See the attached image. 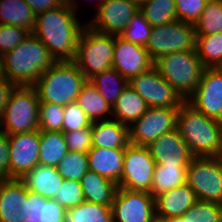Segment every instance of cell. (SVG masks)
<instances>
[{"label":"cell","mask_w":222,"mask_h":222,"mask_svg":"<svg viewBox=\"0 0 222 222\" xmlns=\"http://www.w3.org/2000/svg\"><path fill=\"white\" fill-rule=\"evenodd\" d=\"M36 15L33 34L49 50L55 61H74L80 35L87 25L77 17L76 0Z\"/></svg>","instance_id":"cell-1"},{"label":"cell","mask_w":222,"mask_h":222,"mask_svg":"<svg viewBox=\"0 0 222 222\" xmlns=\"http://www.w3.org/2000/svg\"><path fill=\"white\" fill-rule=\"evenodd\" d=\"M176 129L195 157H222V122L185 101L178 109Z\"/></svg>","instance_id":"cell-2"},{"label":"cell","mask_w":222,"mask_h":222,"mask_svg":"<svg viewBox=\"0 0 222 222\" xmlns=\"http://www.w3.org/2000/svg\"><path fill=\"white\" fill-rule=\"evenodd\" d=\"M5 78L16 86H33L55 59L33 34L2 56Z\"/></svg>","instance_id":"cell-3"},{"label":"cell","mask_w":222,"mask_h":222,"mask_svg":"<svg viewBox=\"0 0 222 222\" xmlns=\"http://www.w3.org/2000/svg\"><path fill=\"white\" fill-rule=\"evenodd\" d=\"M86 81L74 61H55L33 86L40 102L65 106L76 101Z\"/></svg>","instance_id":"cell-4"},{"label":"cell","mask_w":222,"mask_h":222,"mask_svg":"<svg viewBox=\"0 0 222 222\" xmlns=\"http://www.w3.org/2000/svg\"><path fill=\"white\" fill-rule=\"evenodd\" d=\"M154 66L185 101L196 90L205 70L196 50L163 55Z\"/></svg>","instance_id":"cell-5"},{"label":"cell","mask_w":222,"mask_h":222,"mask_svg":"<svg viewBox=\"0 0 222 222\" xmlns=\"http://www.w3.org/2000/svg\"><path fill=\"white\" fill-rule=\"evenodd\" d=\"M39 104L34 86H15L0 118V130L8 135L39 130Z\"/></svg>","instance_id":"cell-6"},{"label":"cell","mask_w":222,"mask_h":222,"mask_svg":"<svg viewBox=\"0 0 222 222\" xmlns=\"http://www.w3.org/2000/svg\"><path fill=\"white\" fill-rule=\"evenodd\" d=\"M115 36L103 34L86 25L77 44L74 62L89 80L112 67Z\"/></svg>","instance_id":"cell-7"},{"label":"cell","mask_w":222,"mask_h":222,"mask_svg":"<svg viewBox=\"0 0 222 222\" xmlns=\"http://www.w3.org/2000/svg\"><path fill=\"white\" fill-rule=\"evenodd\" d=\"M145 48L154 62L163 55L196 50L194 24L175 20L152 27L151 36Z\"/></svg>","instance_id":"cell-8"},{"label":"cell","mask_w":222,"mask_h":222,"mask_svg":"<svg viewBox=\"0 0 222 222\" xmlns=\"http://www.w3.org/2000/svg\"><path fill=\"white\" fill-rule=\"evenodd\" d=\"M186 183L198 200L222 204V157L191 159Z\"/></svg>","instance_id":"cell-9"},{"label":"cell","mask_w":222,"mask_h":222,"mask_svg":"<svg viewBox=\"0 0 222 222\" xmlns=\"http://www.w3.org/2000/svg\"><path fill=\"white\" fill-rule=\"evenodd\" d=\"M155 165L147 146L129 144L125 148L123 171L118 187L149 193Z\"/></svg>","instance_id":"cell-10"},{"label":"cell","mask_w":222,"mask_h":222,"mask_svg":"<svg viewBox=\"0 0 222 222\" xmlns=\"http://www.w3.org/2000/svg\"><path fill=\"white\" fill-rule=\"evenodd\" d=\"M129 85L146 101L148 107L179 108L185 102L155 66L132 77Z\"/></svg>","instance_id":"cell-11"},{"label":"cell","mask_w":222,"mask_h":222,"mask_svg":"<svg viewBox=\"0 0 222 222\" xmlns=\"http://www.w3.org/2000/svg\"><path fill=\"white\" fill-rule=\"evenodd\" d=\"M178 109L149 107L138 120L129 126V143L148 146L162 134L174 130Z\"/></svg>","instance_id":"cell-12"},{"label":"cell","mask_w":222,"mask_h":222,"mask_svg":"<svg viewBox=\"0 0 222 222\" xmlns=\"http://www.w3.org/2000/svg\"><path fill=\"white\" fill-rule=\"evenodd\" d=\"M186 102L205 116L222 122V68H205Z\"/></svg>","instance_id":"cell-13"},{"label":"cell","mask_w":222,"mask_h":222,"mask_svg":"<svg viewBox=\"0 0 222 222\" xmlns=\"http://www.w3.org/2000/svg\"><path fill=\"white\" fill-rule=\"evenodd\" d=\"M111 209L113 222H150L155 216V198L148 192L118 188Z\"/></svg>","instance_id":"cell-14"},{"label":"cell","mask_w":222,"mask_h":222,"mask_svg":"<svg viewBox=\"0 0 222 222\" xmlns=\"http://www.w3.org/2000/svg\"><path fill=\"white\" fill-rule=\"evenodd\" d=\"M10 179H22L39 164L40 131L8 135Z\"/></svg>","instance_id":"cell-15"},{"label":"cell","mask_w":222,"mask_h":222,"mask_svg":"<svg viewBox=\"0 0 222 222\" xmlns=\"http://www.w3.org/2000/svg\"><path fill=\"white\" fill-rule=\"evenodd\" d=\"M139 10L133 0H107L87 25L97 32L119 36Z\"/></svg>","instance_id":"cell-16"},{"label":"cell","mask_w":222,"mask_h":222,"mask_svg":"<svg viewBox=\"0 0 222 222\" xmlns=\"http://www.w3.org/2000/svg\"><path fill=\"white\" fill-rule=\"evenodd\" d=\"M154 66L145 46L131 43L115 36L112 68L116 69L128 81Z\"/></svg>","instance_id":"cell-17"},{"label":"cell","mask_w":222,"mask_h":222,"mask_svg":"<svg viewBox=\"0 0 222 222\" xmlns=\"http://www.w3.org/2000/svg\"><path fill=\"white\" fill-rule=\"evenodd\" d=\"M147 147L156 164L189 165L195 157L176 128L162 134Z\"/></svg>","instance_id":"cell-18"},{"label":"cell","mask_w":222,"mask_h":222,"mask_svg":"<svg viewBox=\"0 0 222 222\" xmlns=\"http://www.w3.org/2000/svg\"><path fill=\"white\" fill-rule=\"evenodd\" d=\"M27 187L21 179L0 180V222L26 219Z\"/></svg>","instance_id":"cell-19"},{"label":"cell","mask_w":222,"mask_h":222,"mask_svg":"<svg viewBox=\"0 0 222 222\" xmlns=\"http://www.w3.org/2000/svg\"><path fill=\"white\" fill-rule=\"evenodd\" d=\"M197 201L195 192L185 183L155 197V215L165 219L179 217Z\"/></svg>","instance_id":"cell-20"},{"label":"cell","mask_w":222,"mask_h":222,"mask_svg":"<svg viewBox=\"0 0 222 222\" xmlns=\"http://www.w3.org/2000/svg\"><path fill=\"white\" fill-rule=\"evenodd\" d=\"M125 149L92 147L87 152L88 169L119 185Z\"/></svg>","instance_id":"cell-21"},{"label":"cell","mask_w":222,"mask_h":222,"mask_svg":"<svg viewBox=\"0 0 222 222\" xmlns=\"http://www.w3.org/2000/svg\"><path fill=\"white\" fill-rule=\"evenodd\" d=\"M92 147L125 149L129 143V126L118 120L95 121L91 124Z\"/></svg>","instance_id":"cell-22"},{"label":"cell","mask_w":222,"mask_h":222,"mask_svg":"<svg viewBox=\"0 0 222 222\" xmlns=\"http://www.w3.org/2000/svg\"><path fill=\"white\" fill-rule=\"evenodd\" d=\"M28 191L48 199H54L63 183L56 167L36 165L21 179Z\"/></svg>","instance_id":"cell-23"},{"label":"cell","mask_w":222,"mask_h":222,"mask_svg":"<svg viewBox=\"0 0 222 222\" xmlns=\"http://www.w3.org/2000/svg\"><path fill=\"white\" fill-rule=\"evenodd\" d=\"M66 211L55 199L27 190L26 219L23 222H64Z\"/></svg>","instance_id":"cell-24"},{"label":"cell","mask_w":222,"mask_h":222,"mask_svg":"<svg viewBox=\"0 0 222 222\" xmlns=\"http://www.w3.org/2000/svg\"><path fill=\"white\" fill-rule=\"evenodd\" d=\"M85 201L112 206L118 185L109 179L88 170L80 180Z\"/></svg>","instance_id":"cell-25"},{"label":"cell","mask_w":222,"mask_h":222,"mask_svg":"<svg viewBox=\"0 0 222 222\" xmlns=\"http://www.w3.org/2000/svg\"><path fill=\"white\" fill-rule=\"evenodd\" d=\"M148 108L146 101L128 84L112 107V118L130 126Z\"/></svg>","instance_id":"cell-26"},{"label":"cell","mask_w":222,"mask_h":222,"mask_svg":"<svg viewBox=\"0 0 222 222\" xmlns=\"http://www.w3.org/2000/svg\"><path fill=\"white\" fill-rule=\"evenodd\" d=\"M75 102L82 108L91 122L112 118V106L107 103L89 80L82 86Z\"/></svg>","instance_id":"cell-27"},{"label":"cell","mask_w":222,"mask_h":222,"mask_svg":"<svg viewBox=\"0 0 222 222\" xmlns=\"http://www.w3.org/2000/svg\"><path fill=\"white\" fill-rule=\"evenodd\" d=\"M36 15L24 0H0V24L15 25L32 33Z\"/></svg>","instance_id":"cell-28"},{"label":"cell","mask_w":222,"mask_h":222,"mask_svg":"<svg viewBox=\"0 0 222 222\" xmlns=\"http://www.w3.org/2000/svg\"><path fill=\"white\" fill-rule=\"evenodd\" d=\"M188 165H162L156 164L154 168L152 186L149 194L157 197L186 183Z\"/></svg>","instance_id":"cell-29"},{"label":"cell","mask_w":222,"mask_h":222,"mask_svg":"<svg viewBox=\"0 0 222 222\" xmlns=\"http://www.w3.org/2000/svg\"><path fill=\"white\" fill-rule=\"evenodd\" d=\"M68 152L63 132L40 131L39 165L56 167Z\"/></svg>","instance_id":"cell-30"},{"label":"cell","mask_w":222,"mask_h":222,"mask_svg":"<svg viewBox=\"0 0 222 222\" xmlns=\"http://www.w3.org/2000/svg\"><path fill=\"white\" fill-rule=\"evenodd\" d=\"M89 81L112 107L115 104L116 99L129 84V81L112 67L101 73H97L91 77Z\"/></svg>","instance_id":"cell-31"},{"label":"cell","mask_w":222,"mask_h":222,"mask_svg":"<svg viewBox=\"0 0 222 222\" xmlns=\"http://www.w3.org/2000/svg\"><path fill=\"white\" fill-rule=\"evenodd\" d=\"M64 222H113L111 206L84 201L67 209Z\"/></svg>","instance_id":"cell-32"},{"label":"cell","mask_w":222,"mask_h":222,"mask_svg":"<svg viewBox=\"0 0 222 222\" xmlns=\"http://www.w3.org/2000/svg\"><path fill=\"white\" fill-rule=\"evenodd\" d=\"M196 51L205 68H222V33L196 36Z\"/></svg>","instance_id":"cell-33"},{"label":"cell","mask_w":222,"mask_h":222,"mask_svg":"<svg viewBox=\"0 0 222 222\" xmlns=\"http://www.w3.org/2000/svg\"><path fill=\"white\" fill-rule=\"evenodd\" d=\"M140 11L152 27L177 20L175 0H150L140 6Z\"/></svg>","instance_id":"cell-34"},{"label":"cell","mask_w":222,"mask_h":222,"mask_svg":"<svg viewBox=\"0 0 222 222\" xmlns=\"http://www.w3.org/2000/svg\"><path fill=\"white\" fill-rule=\"evenodd\" d=\"M194 28L196 36L222 33V0H209Z\"/></svg>","instance_id":"cell-35"},{"label":"cell","mask_w":222,"mask_h":222,"mask_svg":"<svg viewBox=\"0 0 222 222\" xmlns=\"http://www.w3.org/2000/svg\"><path fill=\"white\" fill-rule=\"evenodd\" d=\"M56 168L63 179L80 182L89 170L87 153L68 151Z\"/></svg>","instance_id":"cell-36"},{"label":"cell","mask_w":222,"mask_h":222,"mask_svg":"<svg viewBox=\"0 0 222 222\" xmlns=\"http://www.w3.org/2000/svg\"><path fill=\"white\" fill-rule=\"evenodd\" d=\"M64 106L49 102L39 104V131L63 132Z\"/></svg>","instance_id":"cell-37"},{"label":"cell","mask_w":222,"mask_h":222,"mask_svg":"<svg viewBox=\"0 0 222 222\" xmlns=\"http://www.w3.org/2000/svg\"><path fill=\"white\" fill-rule=\"evenodd\" d=\"M151 30L152 26L139 10L119 36L131 43L146 46L151 36Z\"/></svg>","instance_id":"cell-38"},{"label":"cell","mask_w":222,"mask_h":222,"mask_svg":"<svg viewBox=\"0 0 222 222\" xmlns=\"http://www.w3.org/2000/svg\"><path fill=\"white\" fill-rule=\"evenodd\" d=\"M183 217L187 222H222V204L198 200Z\"/></svg>","instance_id":"cell-39"},{"label":"cell","mask_w":222,"mask_h":222,"mask_svg":"<svg viewBox=\"0 0 222 222\" xmlns=\"http://www.w3.org/2000/svg\"><path fill=\"white\" fill-rule=\"evenodd\" d=\"M54 199L66 210L76 207L85 201L80 182L66 179L63 180L58 190V195H56Z\"/></svg>","instance_id":"cell-40"},{"label":"cell","mask_w":222,"mask_h":222,"mask_svg":"<svg viewBox=\"0 0 222 222\" xmlns=\"http://www.w3.org/2000/svg\"><path fill=\"white\" fill-rule=\"evenodd\" d=\"M91 124V120L76 102L64 106L63 132L78 130Z\"/></svg>","instance_id":"cell-41"},{"label":"cell","mask_w":222,"mask_h":222,"mask_svg":"<svg viewBox=\"0 0 222 222\" xmlns=\"http://www.w3.org/2000/svg\"><path fill=\"white\" fill-rule=\"evenodd\" d=\"M29 32L15 25L0 24V55L3 56L20 44Z\"/></svg>","instance_id":"cell-42"},{"label":"cell","mask_w":222,"mask_h":222,"mask_svg":"<svg viewBox=\"0 0 222 222\" xmlns=\"http://www.w3.org/2000/svg\"><path fill=\"white\" fill-rule=\"evenodd\" d=\"M209 0H175L177 20L195 24Z\"/></svg>","instance_id":"cell-43"},{"label":"cell","mask_w":222,"mask_h":222,"mask_svg":"<svg viewBox=\"0 0 222 222\" xmlns=\"http://www.w3.org/2000/svg\"><path fill=\"white\" fill-rule=\"evenodd\" d=\"M68 151L87 153L92 148L91 125L78 130L63 132Z\"/></svg>","instance_id":"cell-44"},{"label":"cell","mask_w":222,"mask_h":222,"mask_svg":"<svg viewBox=\"0 0 222 222\" xmlns=\"http://www.w3.org/2000/svg\"><path fill=\"white\" fill-rule=\"evenodd\" d=\"M10 179V154L8 134L0 130V180Z\"/></svg>","instance_id":"cell-45"},{"label":"cell","mask_w":222,"mask_h":222,"mask_svg":"<svg viewBox=\"0 0 222 222\" xmlns=\"http://www.w3.org/2000/svg\"><path fill=\"white\" fill-rule=\"evenodd\" d=\"M27 5L30 6L35 15L52 10L54 8L63 5L65 0H24Z\"/></svg>","instance_id":"cell-46"},{"label":"cell","mask_w":222,"mask_h":222,"mask_svg":"<svg viewBox=\"0 0 222 222\" xmlns=\"http://www.w3.org/2000/svg\"><path fill=\"white\" fill-rule=\"evenodd\" d=\"M15 86L14 83L9 82L7 79H0V118L4 113L5 106Z\"/></svg>","instance_id":"cell-47"},{"label":"cell","mask_w":222,"mask_h":222,"mask_svg":"<svg viewBox=\"0 0 222 222\" xmlns=\"http://www.w3.org/2000/svg\"><path fill=\"white\" fill-rule=\"evenodd\" d=\"M167 222H187L186 217L179 216V217H174V218H169L167 219Z\"/></svg>","instance_id":"cell-48"},{"label":"cell","mask_w":222,"mask_h":222,"mask_svg":"<svg viewBox=\"0 0 222 222\" xmlns=\"http://www.w3.org/2000/svg\"><path fill=\"white\" fill-rule=\"evenodd\" d=\"M0 79H6L4 75L3 60L1 55H0Z\"/></svg>","instance_id":"cell-49"},{"label":"cell","mask_w":222,"mask_h":222,"mask_svg":"<svg viewBox=\"0 0 222 222\" xmlns=\"http://www.w3.org/2000/svg\"><path fill=\"white\" fill-rule=\"evenodd\" d=\"M150 222H167V219L155 215Z\"/></svg>","instance_id":"cell-50"},{"label":"cell","mask_w":222,"mask_h":222,"mask_svg":"<svg viewBox=\"0 0 222 222\" xmlns=\"http://www.w3.org/2000/svg\"><path fill=\"white\" fill-rule=\"evenodd\" d=\"M135 3H137L139 6H141L143 3L150 1V0H133Z\"/></svg>","instance_id":"cell-51"},{"label":"cell","mask_w":222,"mask_h":222,"mask_svg":"<svg viewBox=\"0 0 222 222\" xmlns=\"http://www.w3.org/2000/svg\"><path fill=\"white\" fill-rule=\"evenodd\" d=\"M97 1V0H96ZM107 0H99L98 2L99 3H97V9L103 4V3H105Z\"/></svg>","instance_id":"cell-52"}]
</instances>
